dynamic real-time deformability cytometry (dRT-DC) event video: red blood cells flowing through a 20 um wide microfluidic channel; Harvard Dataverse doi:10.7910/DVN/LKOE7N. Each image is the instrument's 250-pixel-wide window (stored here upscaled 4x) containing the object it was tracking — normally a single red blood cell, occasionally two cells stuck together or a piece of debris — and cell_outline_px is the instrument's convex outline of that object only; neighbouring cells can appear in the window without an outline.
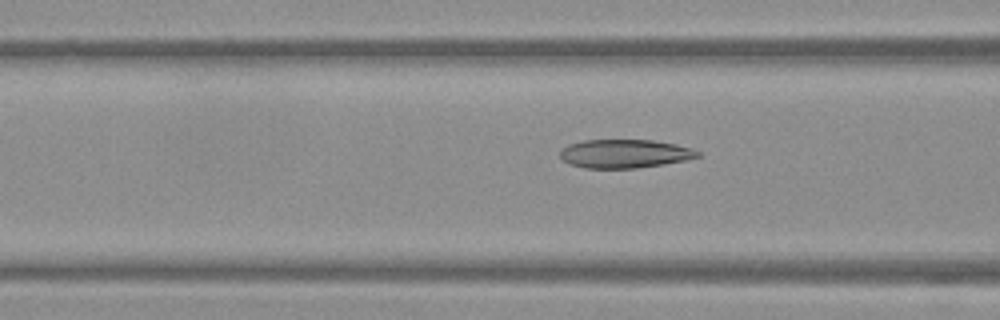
{"species": "Egyptian fruit bat (a non-hibernating species)", "species_latin": "Rousettus aegyptiacus", "temperature_condition": "warm", "stored_images_in_passage": 39, "camera_frame_rate_fps": 3000, "um_per_image_px": 0.085, "frame": {"image": 1, "passage_image": 7, "time_ms": 2.0, "image_size_px": [1000, 320], "cell_outline_px": [[704, 156], [664, 164], [636, 168], [584, 168], [568, 164], [560, 156], [560, 148], [568, 144], [584, 140], [652, 140], [676, 144], [692, 148], [700, 152]], "centroid_in_image_um": [53.1, 13.06], "position_along_channel_um": 113.5, "area_um2": 23.12}}
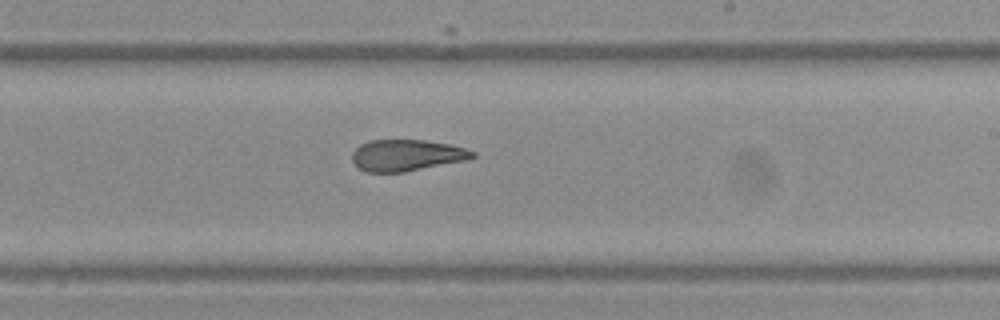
{"frame": {"image": 2, "passage_image": 18, "time_ms": 5.667, "image_size_px": [1000, 320], "cell_outline_px": [[476, 156], [464, 160], [404, 172], [368, 172], [360, 168], [352, 160], [352, 152], [360, 144], [368, 140], [424, 140], [448, 144], [464, 148], [476, 152]], "centroid_in_image_um": [34.54, 13.19], "position_along_channel_um": 254.5, "area_um2": 21.79}}
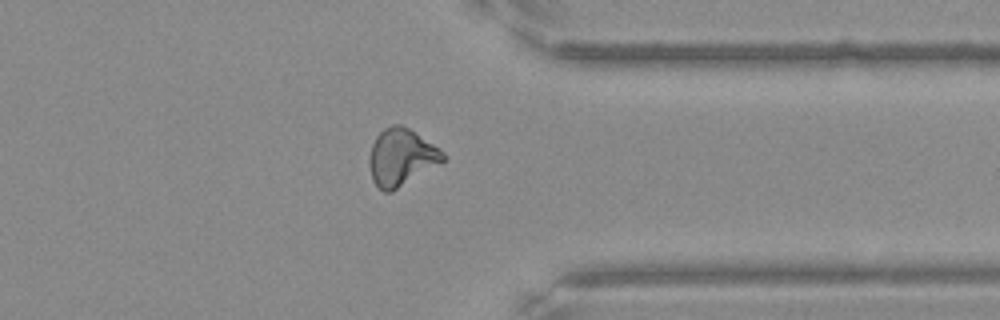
{"frame": {"image": 3, "passage_image": 28, "time_ms": 9.0, "image_size_px": [1000, 320], "cell_outline_px": [[448, 156], [444, 160], [392, 192], [384, 192], [372, 180], [368, 164], [368, 156], [372, 144], [376, 136], [384, 128], [392, 124], [400, 124], [408, 128], [440, 148]], "centroid_in_image_um": [34.08, 13.36], "position_along_channel_um": 377.3, "area_um2": 24.45}}